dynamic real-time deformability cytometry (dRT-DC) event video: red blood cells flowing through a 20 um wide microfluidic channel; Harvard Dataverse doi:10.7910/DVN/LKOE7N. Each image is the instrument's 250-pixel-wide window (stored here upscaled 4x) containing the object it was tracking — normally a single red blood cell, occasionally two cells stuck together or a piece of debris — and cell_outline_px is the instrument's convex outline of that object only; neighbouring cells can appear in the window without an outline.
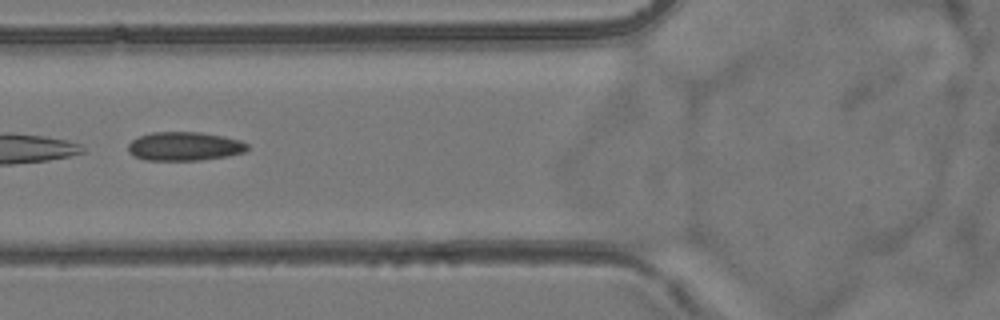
{"species": "common noctule bat (a hibernating species)", "species_latin": "Nyctalus noctula", "temperature_condition": "room temperature", "stored_images_in_passage": 6, "camera_frame_rate_fps": 3000, "um_per_image_px": 0.085, "animal": {"sex": "female", "body_mass_g": 24.6, "forearm_length_mm": 56.2}, "frame": {"image": 1, "passage_image": 6, "time_ms": 6.667, "image_size_px": [1000, 320], "cell_outline_px": [[248, 148], [244, 152], [228, 156], [200, 160], [144, 160], [132, 156], [128, 152], [128, 144], [132, 140], [140, 136], [152, 132], [200, 132], [224, 136], [240, 140], [248, 144]], "centroid_in_image_um": [15.66, 12.44], "position_along_channel_um": 110.1, "area_um2": 20.11}}